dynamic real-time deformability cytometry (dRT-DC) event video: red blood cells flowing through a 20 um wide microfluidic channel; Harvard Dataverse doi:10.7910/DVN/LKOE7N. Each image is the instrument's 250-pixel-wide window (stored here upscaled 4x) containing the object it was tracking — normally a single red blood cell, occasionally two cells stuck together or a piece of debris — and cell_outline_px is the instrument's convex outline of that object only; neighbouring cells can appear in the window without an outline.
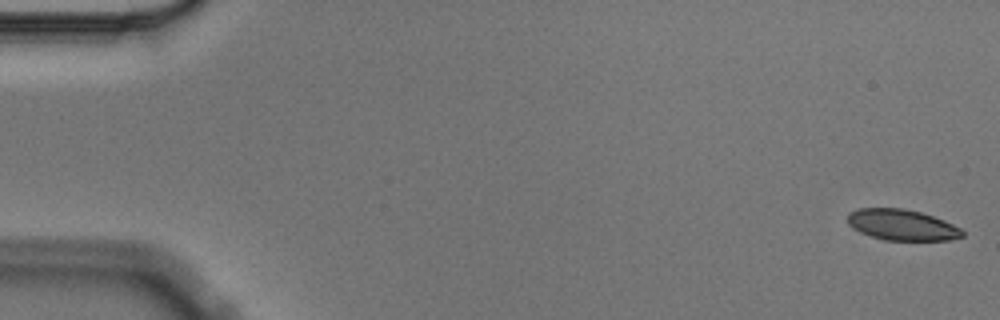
{"species": "Egyptian fruit bat (a non-hibernating species)", "species_latin": "Rousettus aegyptiacus", "temperature_condition": "cold", "stored_images_in_passage": 2, "camera_frame_rate_fps": 3000, "um_per_image_px": 0.085, "animal": {"sex": "male"}, "frame": {"image": 1, "passage_image": 1, "time_ms": 0.0, "image_size_px": [1000, 320], "cell_outline_px": [[964, 236], [948, 240], [884, 240], [860, 232], [852, 228], [848, 224], [848, 212], [860, 208], [904, 208], [920, 212], [944, 220], [960, 228], [964, 232]], "centroid_in_image_um": [76.65, 19.11], "position_along_channel_um": 8.4, "area_um2": 20.63}}